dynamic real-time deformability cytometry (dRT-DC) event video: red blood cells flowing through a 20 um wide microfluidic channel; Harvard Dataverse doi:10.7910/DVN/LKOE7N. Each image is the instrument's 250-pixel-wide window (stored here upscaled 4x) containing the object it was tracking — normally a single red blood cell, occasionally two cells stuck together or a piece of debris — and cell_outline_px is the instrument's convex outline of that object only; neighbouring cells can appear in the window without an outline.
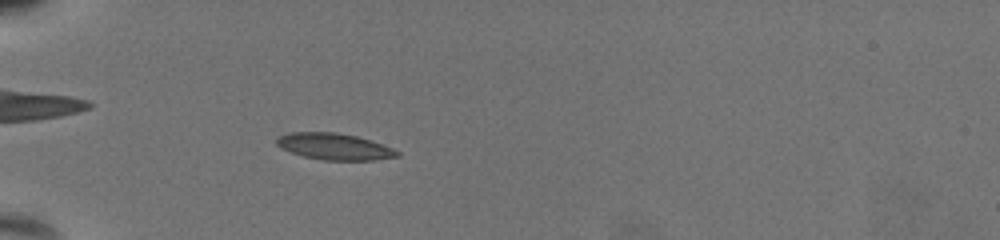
{"species": "common noctule bat (a hibernating species)", "species_latin": "Nyctalus noctula", "temperature_condition": "warm", "stored_images_in_passage": 59, "camera_frame_rate_fps": 3000, "um_per_image_px": 0.085, "animal": {"sex": "female", "body_mass_g": 19.5, "forearm_length_mm": 54.1}, "frame": {"image": 1, "passage_image": 21, "time_ms": 6.667, "image_size_px": [1000, 240], "cell_outline_px": [[400, 156], [372, 160], [324, 160], [304, 156], [280, 148], [276, 144], [276, 140], [280, 136], [288, 132], [336, 132], [356, 136], [392, 148], [400, 152]], "centroid_in_image_um": [28.39, 12.45], "position_along_channel_um": 56.6, "area_um2": 18.38}}
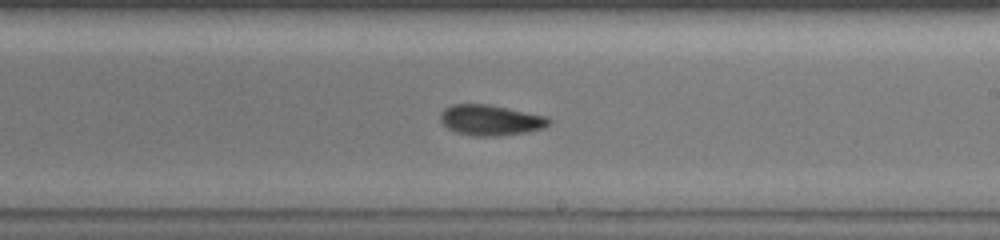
{"frame": {"image": 2, "passage_image": 38, "time_ms": 12.333, "image_size_px": [1000, 240], "cell_outline_px": [[552, 120], [544, 128], [528, 132], [500, 136], [472, 136], [456, 132], [448, 128], [440, 120], [440, 112], [444, 108], [452, 104], [484, 104], [548, 116]], "centroid_in_image_um": [41.69, 10.22], "position_along_channel_um": 247.3, "area_um2": 19.36}}
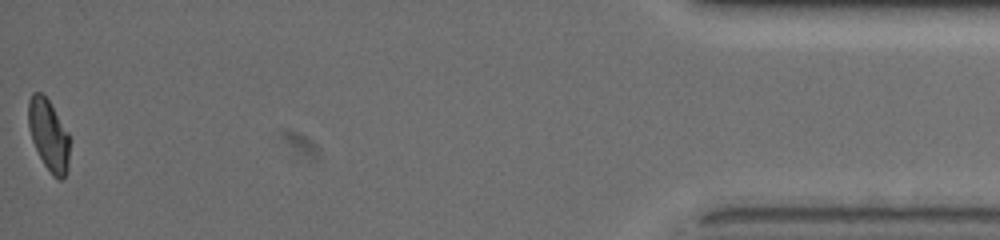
{"frame": {"image": 3, "passage_image": 59, "time_ms": 19.333, "image_size_px": [1000, 240], "cell_outline_px": [[68, 168], [64, 176], [60, 180], [52, 176], [44, 164], [32, 140], [28, 128], [28, 100], [32, 92], [40, 92], [48, 100], [68, 132]], "centroid_in_image_um": [4.11, 11.47], "position_along_channel_um": 431.1, "area_um2": 16.88}, "authors_computed_cell_mechanics": {"area_um2": 18.0914, "velocity_mm_per_s": 3.7402, "shape_relaxation_time_tau1_ms": 4.1634, "shape_relaxation_time_tau2_ms": 2.889, "deformation_change_tau1": 0.1395, "deformation_change_tau2": 0.0826}}